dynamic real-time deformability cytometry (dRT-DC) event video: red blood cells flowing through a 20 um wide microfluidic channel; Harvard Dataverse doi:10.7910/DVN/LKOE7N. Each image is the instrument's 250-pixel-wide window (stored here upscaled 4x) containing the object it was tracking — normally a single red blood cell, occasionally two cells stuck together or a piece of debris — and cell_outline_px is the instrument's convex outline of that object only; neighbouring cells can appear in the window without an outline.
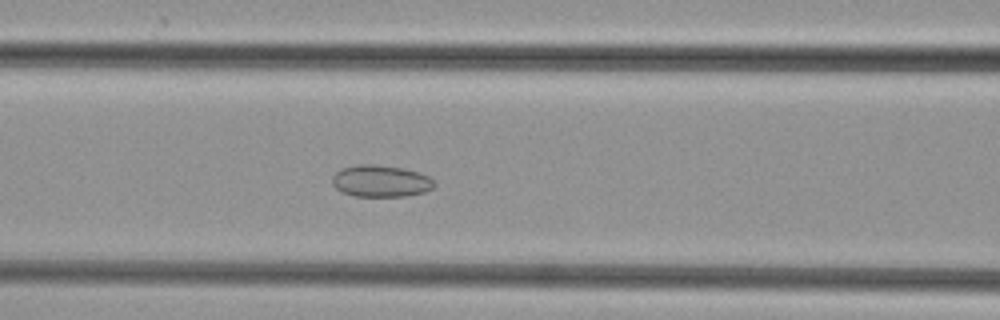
{"species": "common noctule bat (a hibernating species)", "species_latin": "Nyctalus noctula", "temperature_condition": "cold", "stored_images_in_passage": 47, "camera_frame_rate_fps": 3000, "um_per_image_px": 0.085, "animal": {"sex": "female", "body_mass_g": 29.2, "forearm_length_mm": 56.3}, "frame": {"image": 1, "passage_image": 19, "time_ms": 6.0, "image_size_px": [1000, 320], "cell_outline_px": [[436, 184], [432, 188], [424, 192], [404, 196], [352, 196], [336, 188], [332, 184], [332, 176], [340, 168], [356, 164], [372, 164], [404, 168], [420, 172], [428, 176]], "centroid_in_image_um": [32.34, 15.38], "position_along_channel_um": 134.3, "area_um2": 19.02}}
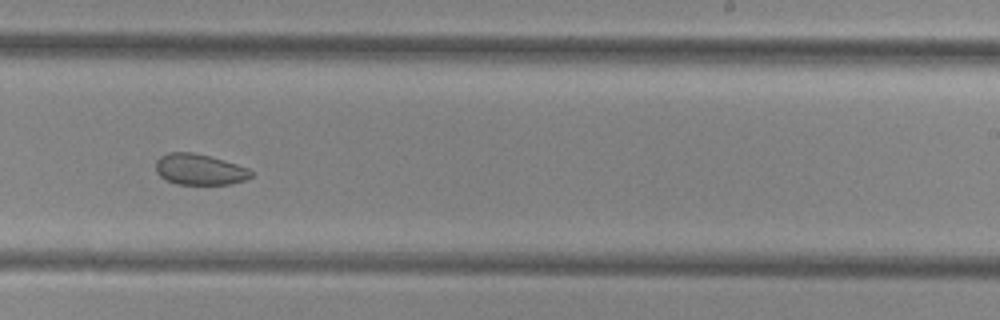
{"frame": {"image": 2, "passage_image": 29, "time_ms": 9.333, "image_size_px": [1000, 320], "cell_outline_px": [[252, 176], [244, 180], [232, 184], [176, 184], [164, 180], [156, 172], [156, 160], [160, 156], [168, 152], [192, 152], [224, 160], [248, 168], [252, 172]], "centroid_in_image_um": [16.93, 14.4], "position_along_channel_um": 272.1, "area_um2": 17.22}}
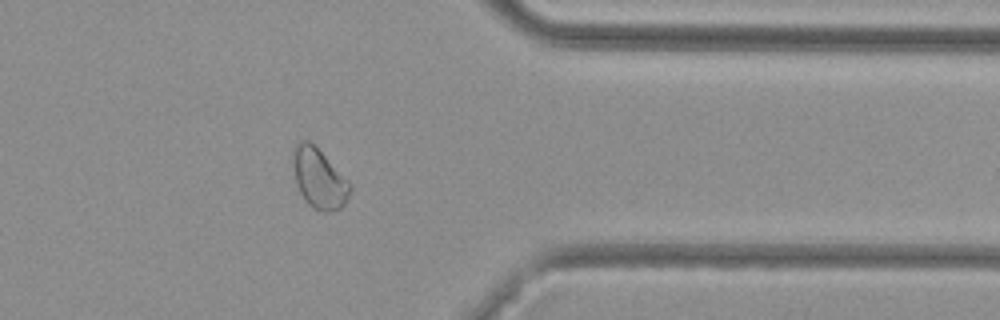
{"frame": {"image": 3, "passage_image": 38, "time_ms": 12.333, "image_size_px": [1000, 320], "cell_outline_px": [[352, 188], [344, 204], [340, 208], [332, 212], [324, 212], [312, 208], [308, 204], [300, 192], [296, 184], [292, 164], [292, 160], [296, 144], [300, 140], [308, 140], [352, 184]], "centroid_in_image_um": [27.11, 15.21], "position_along_channel_um": 384.3, "area_um2": 19.65}}